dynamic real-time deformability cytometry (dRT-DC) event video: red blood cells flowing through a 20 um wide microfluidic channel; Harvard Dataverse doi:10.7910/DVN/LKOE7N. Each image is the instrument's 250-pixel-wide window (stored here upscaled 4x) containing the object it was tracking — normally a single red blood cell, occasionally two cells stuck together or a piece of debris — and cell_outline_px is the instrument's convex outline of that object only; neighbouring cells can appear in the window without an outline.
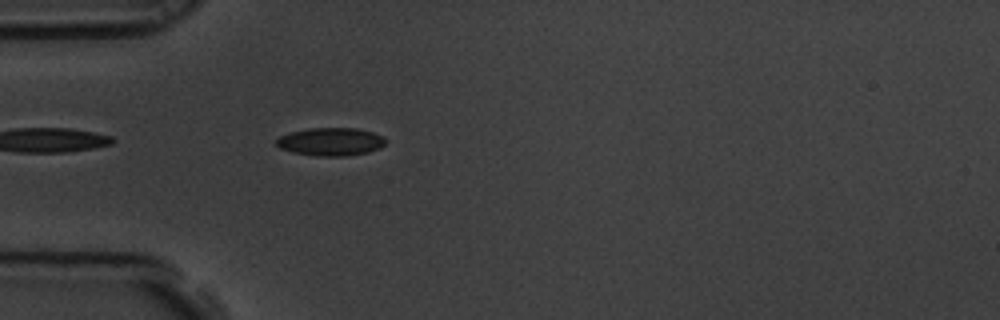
{"species": "common noctule bat (a hibernating species)", "species_latin": "Nyctalus noctula", "temperature_condition": "room temperature", "stored_images_in_passage": 44, "camera_frame_rate_fps": 3000, "um_per_image_px": 0.085, "animal": {"sex": "male", "body_mass_g": 19.5, "forearm_length_mm": 54.6}, "frame": {"image": 1, "passage_image": 3, "time_ms": 0.667, "image_size_px": [1000, 320], "cell_outline_px": [[388, 140], [380, 148], [368, 152], [344, 156], [316, 156], [292, 152], [280, 148], [276, 144], [276, 140], [280, 136], [292, 132], [308, 128], [356, 128], [372, 132]], "centroid_in_image_um": [28.11, 12.05], "position_along_channel_um": 56.9, "area_um2": 17.74}}
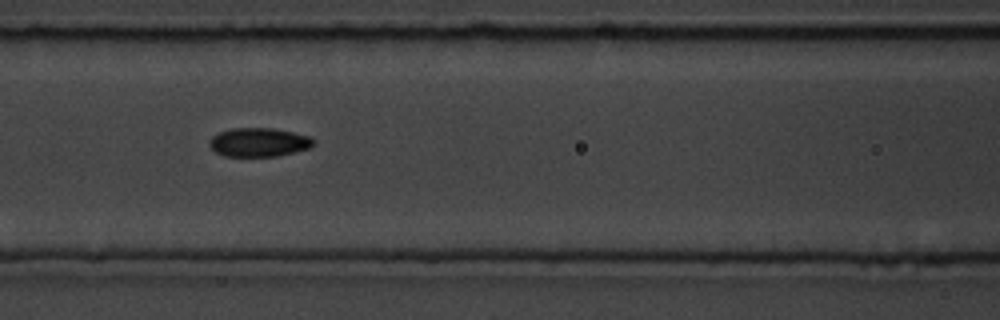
{"frame": {"image": 2, "passage_image": 11, "time_ms": 3.333, "image_size_px": [1000, 320], "cell_outline_px": [[316, 144], [308, 148], [276, 156], [224, 156], [216, 152], [208, 144], [208, 140], [212, 136], [220, 132], [232, 128], [272, 128], [312, 136], [316, 140]], "centroid_in_image_um": [22.01, 12.08], "position_along_channel_um": 144.6, "area_um2": 17.51}}
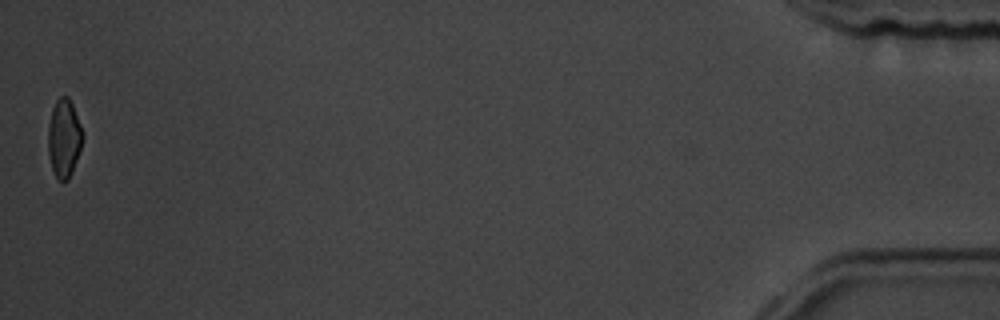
{"frame": {"image": 3, "passage_image": 44, "time_ms": 14.333, "image_size_px": [1000, 320], "cell_outline_px": [[84, 136], [72, 172], [68, 180], [60, 180], [56, 176], [52, 168], [48, 152], [48, 124], [52, 108], [56, 100], [60, 96], [68, 96], [72, 104], [80, 124]], "centroid_in_image_um": [5.43, 11.71], "position_along_channel_um": 429.8, "area_um2": 15.61}, "authors_computed_cell_mechanics": {"area_um2": 17.4556, "velocity_mm_per_s": 3.4748, "shape_relaxation_time_tau1_ms": 4.6529, "shape_relaxation_time_tau2_ms": 1.695, "deformation_change_tau1": 0.1349, "deformation_change_tau2": 0.0652}}